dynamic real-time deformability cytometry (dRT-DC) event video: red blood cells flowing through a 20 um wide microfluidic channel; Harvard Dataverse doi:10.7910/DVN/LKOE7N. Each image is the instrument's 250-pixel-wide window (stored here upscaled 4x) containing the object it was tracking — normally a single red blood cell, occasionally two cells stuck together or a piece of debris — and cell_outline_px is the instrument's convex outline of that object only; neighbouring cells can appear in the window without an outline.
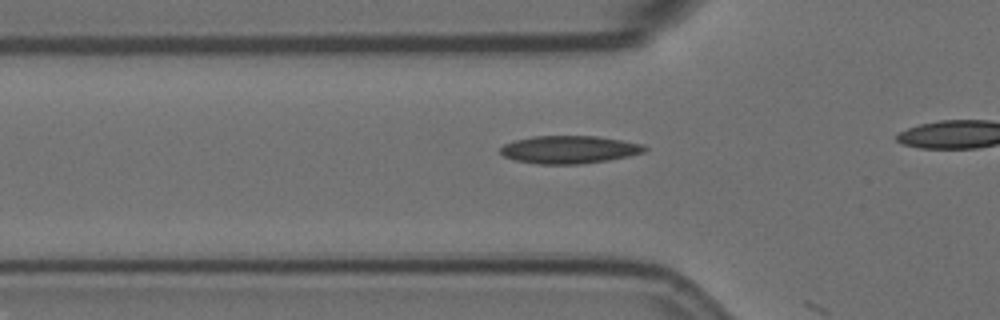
{"species": "Egyptian fruit bat (a non-hibernating species)", "species_latin": "Rousettus aegyptiacus", "temperature_condition": "room temperature", "stored_images_in_passage": 13, "camera_frame_rate_fps": 3000, "um_per_image_px": 0.085, "animal": {"sex": "female"}, "frame": {"image": 1, "passage_image": 12, "time_ms": 3.667, "image_size_px": [1000, 320], "cell_outline_px": [[648, 148], [644, 152], [628, 156], [608, 160], [580, 164], [536, 164], [516, 160], [504, 156], [500, 152], [500, 148], [504, 144], [516, 140], [532, 136], [596, 136], [644, 144]], "centroid_in_image_um": [48.39, 12.71], "position_along_channel_um": 77.4, "area_um2": 23.29}}